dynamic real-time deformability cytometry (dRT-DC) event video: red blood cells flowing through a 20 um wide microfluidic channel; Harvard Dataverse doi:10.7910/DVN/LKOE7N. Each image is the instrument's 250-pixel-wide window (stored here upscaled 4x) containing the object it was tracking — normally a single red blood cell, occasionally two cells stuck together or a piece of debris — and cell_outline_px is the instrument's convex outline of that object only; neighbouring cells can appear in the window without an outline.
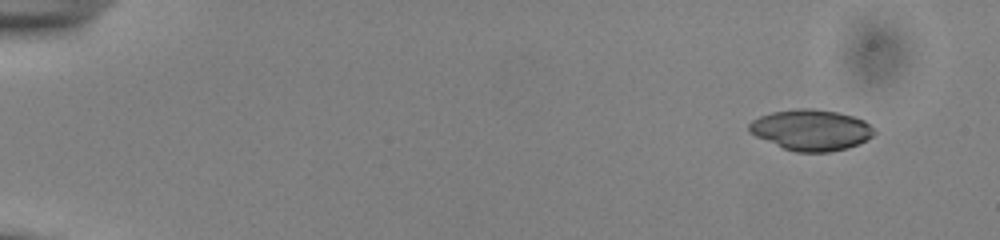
{"species": "common noctule bat (a hibernating species)", "species_latin": "Nyctalus noctula", "temperature_condition": "cold", "stored_images_in_passage": 51, "camera_frame_rate_fps": 3000, "um_per_image_px": 0.085, "animal": {"sex": "male", "body_mass_g": 13.0, "forearm_length_mm": 53.1}, "frame": {"image": 1, "passage_image": 1, "time_ms": 0.0, "image_size_px": [1000, 240], "cell_outline_px": [[876, 132], [872, 136], [848, 148], [828, 152], [796, 152], [784, 148], [756, 136], [748, 132], [748, 124], [752, 120], [760, 116], [772, 112], [796, 108], [812, 108], [836, 112], [852, 116], [864, 120]], "centroid_in_image_um": [68.91, 11.04], "position_along_channel_um": 16.1, "area_um2": 29.59}}
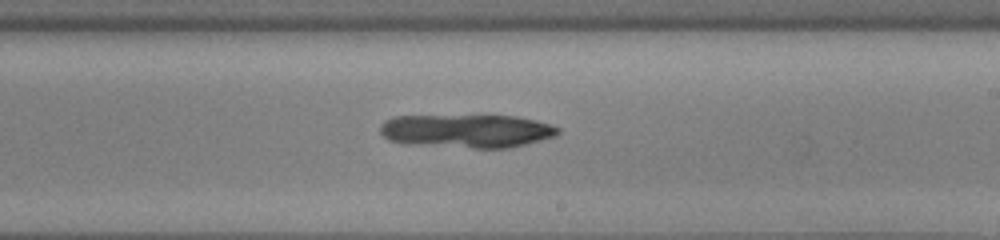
{"frame": {"image": 2, "passage_image": 30, "time_ms": 9.667, "image_size_px": [1000, 240], "cell_outline_px": [[560, 132], [556, 136], [508, 148], [472, 148], [404, 144], [388, 140], [380, 132], [380, 124], [384, 120], [392, 116], [516, 116], [536, 120], [552, 124], [560, 128]], "centroid_in_image_um": [39.66, 11.13], "position_along_channel_um": 249.3, "area_um2": 34.91}}
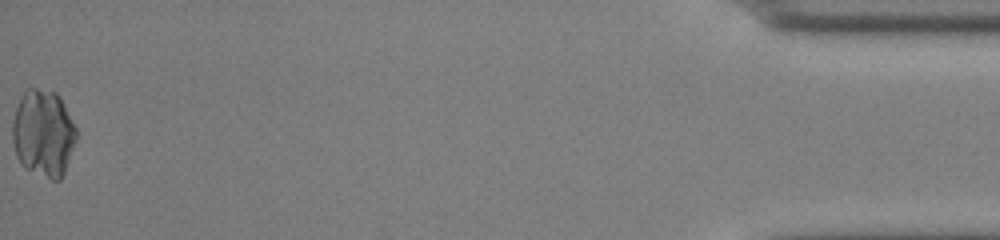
{"frame": {"image": 3, "passage_image": 51, "time_ms": 16.667, "image_size_px": [1000, 240], "cell_outline_px": [[76, 140], [64, 172], [60, 180], [52, 180], [24, 168], [20, 164], [16, 156], [12, 140], [12, 120], [20, 96], [28, 88], [36, 88], [56, 92], [60, 96], [76, 128]], "centroid_in_image_um": [3.66, 11.32], "position_along_channel_um": 431.5, "area_um2": 32.6}}